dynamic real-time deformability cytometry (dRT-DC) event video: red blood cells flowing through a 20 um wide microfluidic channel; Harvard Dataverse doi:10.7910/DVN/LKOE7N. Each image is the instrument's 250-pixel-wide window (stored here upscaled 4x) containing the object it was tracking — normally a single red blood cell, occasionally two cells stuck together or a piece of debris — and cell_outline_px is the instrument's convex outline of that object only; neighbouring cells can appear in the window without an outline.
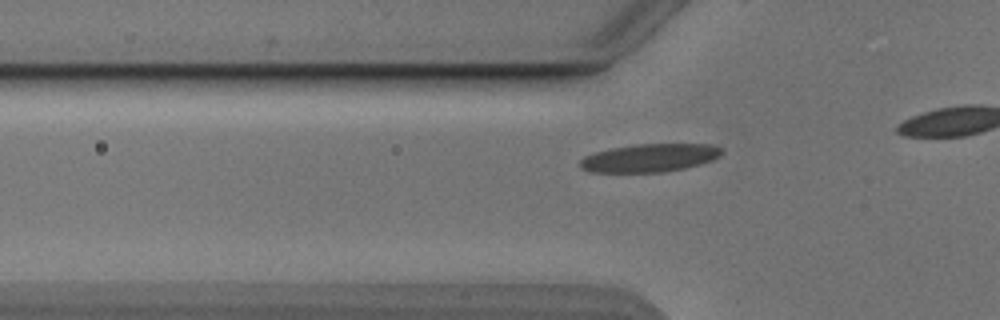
{"species": "Egyptian fruit bat (a non-hibernating species)", "species_latin": "Rousettus aegyptiacus", "temperature_condition": "cold", "stored_images_in_passage": 10, "camera_frame_rate_fps": 3000, "um_per_image_px": 0.085, "animal": {"sex": "male"}, "frame": {"image": 1, "passage_image": 8, "time_ms": 2.333, "image_size_px": [1000, 320], "cell_outline_px": [[724, 152], [720, 156], [712, 160], [700, 164], [684, 168], [664, 172], [588, 172], [580, 168], [580, 160], [584, 156], [596, 152], [612, 148], [636, 144], [712, 144], [724, 148]], "centroid_in_image_um": [55.25, 13.42], "position_along_channel_um": 70.6, "area_um2": 23.35}}